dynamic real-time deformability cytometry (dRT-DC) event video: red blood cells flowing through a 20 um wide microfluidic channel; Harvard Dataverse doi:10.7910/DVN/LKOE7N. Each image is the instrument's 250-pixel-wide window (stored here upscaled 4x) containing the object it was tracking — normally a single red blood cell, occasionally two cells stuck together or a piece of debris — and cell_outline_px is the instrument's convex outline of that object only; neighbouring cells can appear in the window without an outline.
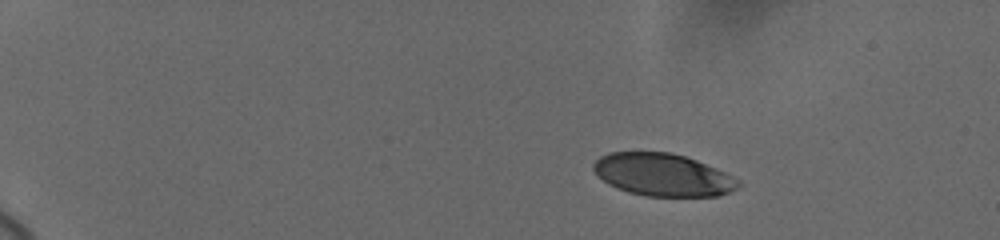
{"species": "human", "species_latin": "Homo sapiens", "temperature_condition": "cold", "stored_images_in_passage": 25, "camera_frame_rate_fps": 3000, "um_per_image_px": 0.085, "donor": {"sex": "female"}, "frame": {"image": 1, "passage_image": 5, "time_ms": 3.0, "image_size_px": [1000, 240], "cell_outline_px": [[740, 184], [736, 188], [728, 192], [716, 196], [644, 196], [628, 192], [616, 188], [608, 184], [596, 176], [592, 168], [592, 164], [600, 156], [608, 152], [668, 152], [684, 156], [696, 160], [716, 168], [740, 180]], "centroid_in_image_um": [56.28, 14.86], "position_along_channel_um": 28.7, "area_um2": 35.95}}
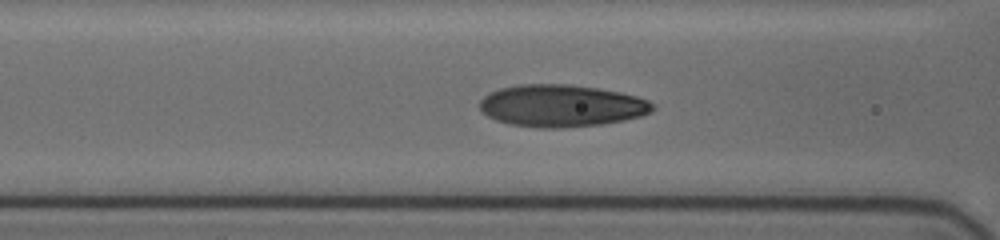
{"frame": {"image": 2, "passage_image": 16, "time_ms": 8.667, "image_size_px": [1000, 240], "cell_outline_px": [[656, 108], [652, 112], [640, 116], [624, 120], [604, 124], [560, 128], [540, 128], [512, 124], [496, 120], [488, 116], [480, 108], [480, 100], [484, 96], [500, 88], [520, 84], [568, 84], [596, 88], [620, 92], [636, 96], [648, 100], [656, 104]], "centroid_in_image_um": [47.77, 8.99], "position_along_channel_um": 118.8, "area_um2": 42.48}}
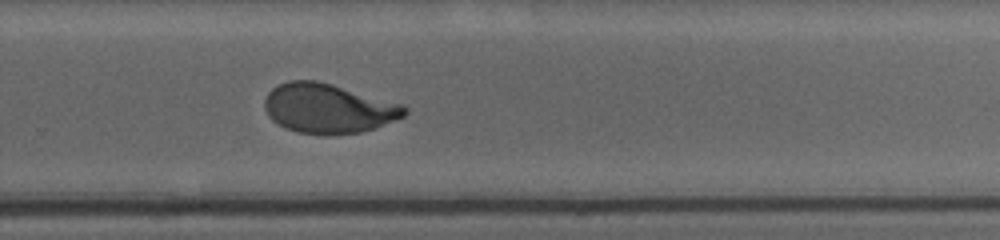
{"frame": {"image": 3, "passage_image": 25, "time_ms": 13.667, "image_size_px": [1000, 240], "cell_outline_px": [[408, 112], [404, 116], [372, 128], [360, 132], [332, 136], [296, 132], [284, 128], [272, 120], [268, 116], [264, 108], [264, 100], [268, 92], [272, 88], [288, 80], [316, 80], [332, 84], [404, 104], [408, 108]], "centroid_in_image_um": [27.88, 9.22], "position_along_channel_um": 301.9, "area_um2": 40.69}}